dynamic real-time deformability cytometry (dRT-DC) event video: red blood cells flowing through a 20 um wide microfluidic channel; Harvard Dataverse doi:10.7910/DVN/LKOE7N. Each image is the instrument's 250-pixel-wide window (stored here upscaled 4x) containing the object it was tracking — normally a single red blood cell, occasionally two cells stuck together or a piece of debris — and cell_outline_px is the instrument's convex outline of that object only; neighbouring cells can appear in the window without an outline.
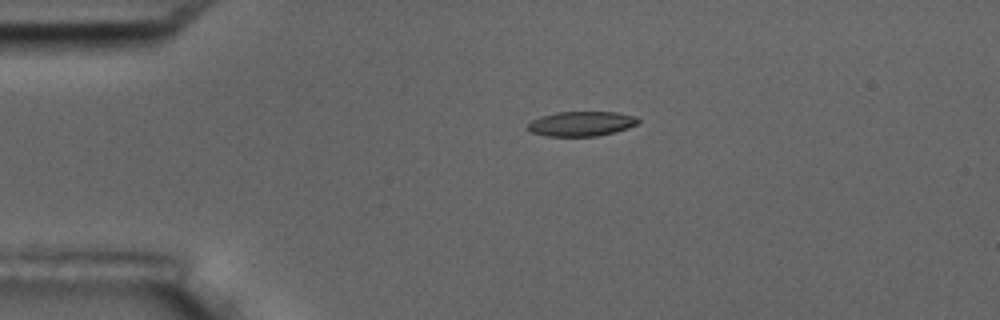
{"species": "common noctule bat (a hibernating species)", "species_latin": "Nyctalus noctula", "temperature_condition": "room temperature", "stored_images_in_passage": 2, "camera_frame_rate_fps": 3000, "um_per_image_px": 0.085, "animal": {"sex": "male", "body_mass_g": 17.5, "forearm_length_mm": 52.3}, "frame": {"image": 1, "passage_image": 1, "time_ms": 0.0, "image_size_px": [1000, 320], "cell_outline_px": [[640, 120], [636, 124], [628, 128], [616, 132], [596, 136], [544, 136], [532, 132], [524, 128], [532, 120], [540, 116], [556, 112], [616, 112], [636, 116]], "centroid_in_image_um": [49.39, 10.52], "position_along_channel_um": 35.6, "area_um2": 16.07}}